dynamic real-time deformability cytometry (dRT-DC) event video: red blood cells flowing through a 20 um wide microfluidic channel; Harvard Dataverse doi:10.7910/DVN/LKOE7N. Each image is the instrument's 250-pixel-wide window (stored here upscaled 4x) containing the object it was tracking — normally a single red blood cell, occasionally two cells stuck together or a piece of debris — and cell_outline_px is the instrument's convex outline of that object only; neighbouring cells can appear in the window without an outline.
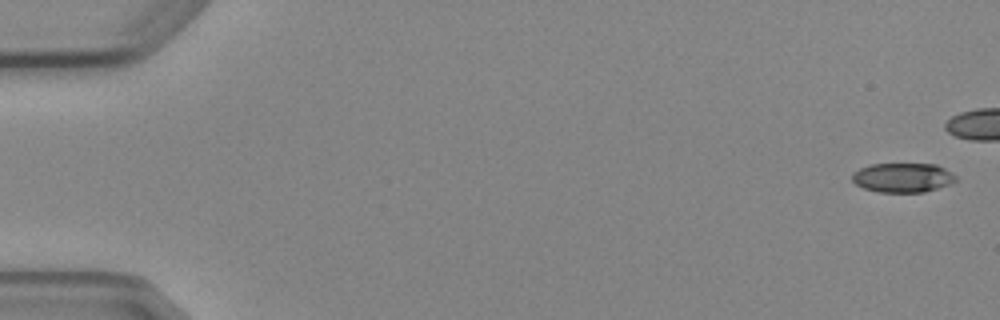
{"species": "Egyptian fruit bat (a non-hibernating species)", "species_latin": "Rousettus aegyptiacus", "temperature_condition": "cold", "stored_images_in_passage": 6, "camera_frame_rate_fps": 3000, "um_per_image_px": 0.085, "animal": {"sex": "female"}, "frame": {"image": 1, "passage_image": 1, "time_ms": 0.0, "image_size_px": [1000, 320], "cell_outline_px": [[956, 180], [948, 184], [924, 192], [880, 192], [864, 188], [856, 184], [852, 180], [852, 172], [868, 164], [936, 164], [944, 168], [956, 176]], "centroid_in_image_um": [76.69, 15.09], "position_along_channel_um": 8.3, "area_um2": 17.63}}